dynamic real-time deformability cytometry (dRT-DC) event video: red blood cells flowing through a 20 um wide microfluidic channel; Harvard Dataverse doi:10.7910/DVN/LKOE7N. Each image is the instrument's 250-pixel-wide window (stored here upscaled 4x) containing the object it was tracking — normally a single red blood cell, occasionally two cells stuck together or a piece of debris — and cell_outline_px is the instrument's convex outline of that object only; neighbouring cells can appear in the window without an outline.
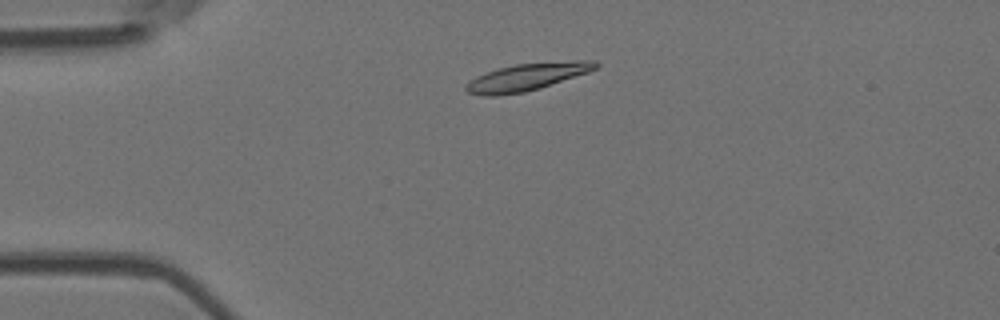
{"species": "Egyptian fruit bat (a non-hibernating species)", "species_latin": "Rousettus aegyptiacus", "temperature_condition": "room temperature", "stored_images_in_passage": 3, "camera_frame_rate_fps": 3000, "um_per_image_px": 0.085, "animal": {"sex": "female"}, "frame": {"image": 1, "passage_image": 3, "time_ms": 2.333, "image_size_px": [1000, 320], "cell_outline_px": [[600, 64], [596, 68], [588, 72], [540, 88], [524, 92], [496, 96], [484, 96], [468, 92], [464, 88], [464, 84], [476, 76], [500, 68], [516, 64], [576, 60], [596, 60]], "centroid_in_image_um": [44.79, 6.54], "position_along_channel_um": 40.2, "area_um2": 20.52}}